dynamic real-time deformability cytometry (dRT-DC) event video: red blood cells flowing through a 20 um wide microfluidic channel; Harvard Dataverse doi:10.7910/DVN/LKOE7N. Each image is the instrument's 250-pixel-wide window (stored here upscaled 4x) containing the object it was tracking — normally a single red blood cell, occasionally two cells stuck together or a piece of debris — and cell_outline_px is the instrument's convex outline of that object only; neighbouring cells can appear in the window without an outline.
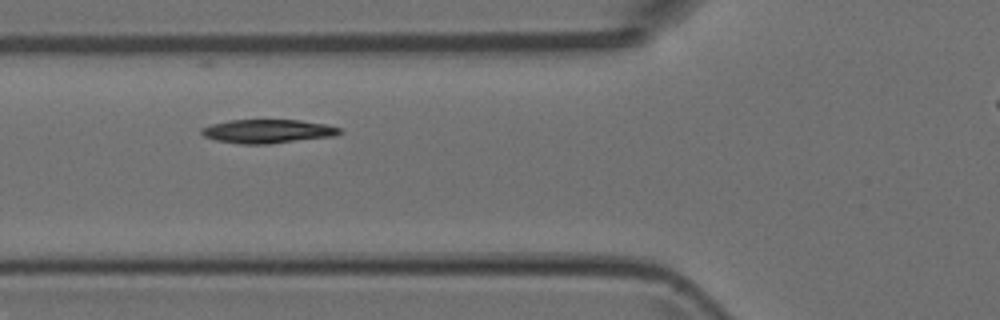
{"species": "Egyptian fruit bat (a non-hibernating species)", "species_latin": "Rousettus aegyptiacus", "temperature_condition": "room temperature", "stored_images_in_passage": 5, "camera_frame_rate_fps": 3000, "um_per_image_px": 0.085, "animal": {"sex": "female"}, "frame": {"image": 1, "passage_image": 3, "time_ms": 2.333, "image_size_px": [1000, 320], "cell_outline_px": [[344, 132], [336, 136], [268, 144], [240, 144], [216, 140], [204, 136], [200, 132], [200, 128], [212, 124], [228, 120], [300, 120], [328, 124], [340, 128]], "centroid_in_image_um": [22.79, 11.16], "position_along_channel_um": 103.0, "area_um2": 19.31}}
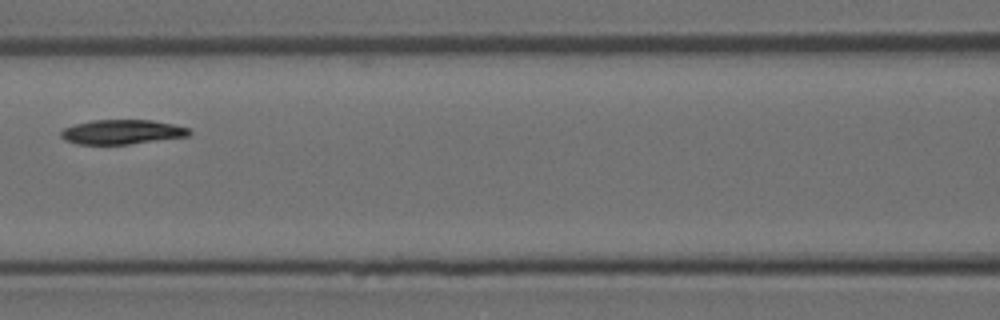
{"frame": {"image": 2, "passage_image": 4, "time_ms": 3.667, "image_size_px": [1000, 320], "cell_outline_px": [[192, 132], [188, 136], [128, 144], [76, 144], [64, 140], [60, 136], [60, 132], [64, 128], [76, 124], [92, 120], [152, 120], [172, 124], [188, 128]], "centroid_in_image_um": [10.34, 11.21], "position_along_channel_um": 156.3, "area_um2": 18.21}}
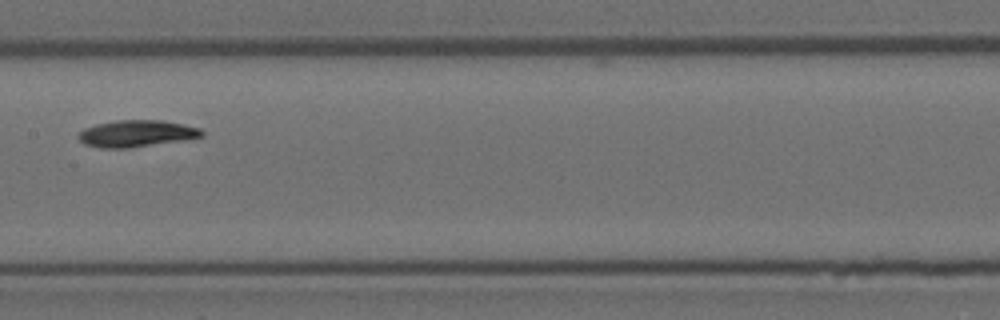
{"frame": {"image": 3, "passage_image": 5, "time_ms": 4.667, "image_size_px": [1000, 320], "cell_outline_px": [[204, 136], [188, 140], [128, 148], [100, 148], [84, 144], [76, 136], [84, 128], [96, 124], [116, 120], [164, 120], [184, 124], [200, 128], [204, 132]], "centroid_in_image_um": [11.64, 11.35], "position_along_channel_um": 195.8, "area_um2": 19.54}}